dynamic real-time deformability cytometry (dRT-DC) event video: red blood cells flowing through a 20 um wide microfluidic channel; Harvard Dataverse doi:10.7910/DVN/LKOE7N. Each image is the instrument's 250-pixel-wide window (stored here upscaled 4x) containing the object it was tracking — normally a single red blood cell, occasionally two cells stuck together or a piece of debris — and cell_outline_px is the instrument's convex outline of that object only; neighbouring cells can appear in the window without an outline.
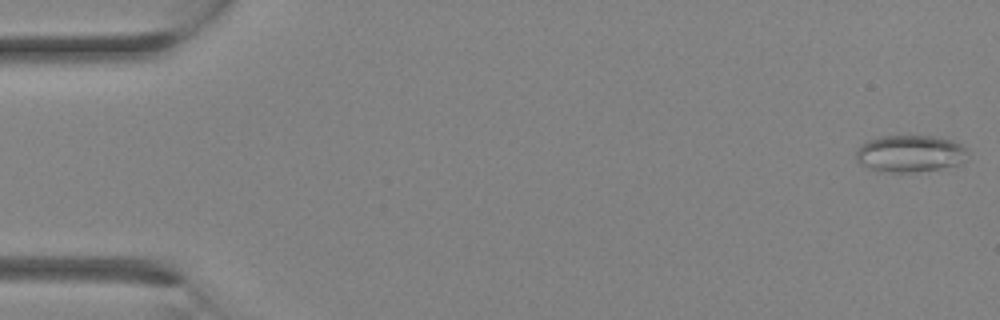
{"species": "Egyptian fruit bat (a non-hibernating species)", "species_latin": "Rousettus aegyptiacus", "temperature_condition": "room temperature", "stored_images_in_passage": 11, "camera_frame_rate_fps": 3000, "um_per_image_px": 0.085, "animal": {"sex": "female"}, "frame": {"image": 1, "passage_image": 1, "time_ms": 0.0, "image_size_px": [1000, 320], "cell_outline_px": [[968, 152], [964, 160], [960, 164], [916, 172], [876, 172], [860, 164], [856, 160], [856, 148], [868, 140], [880, 136], [932, 136], [952, 140], [968, 148]], "centroid_in_image_um": [77.32, 13.06], "position_along_channel_um": 7.7, "area_um2": 24.28}}
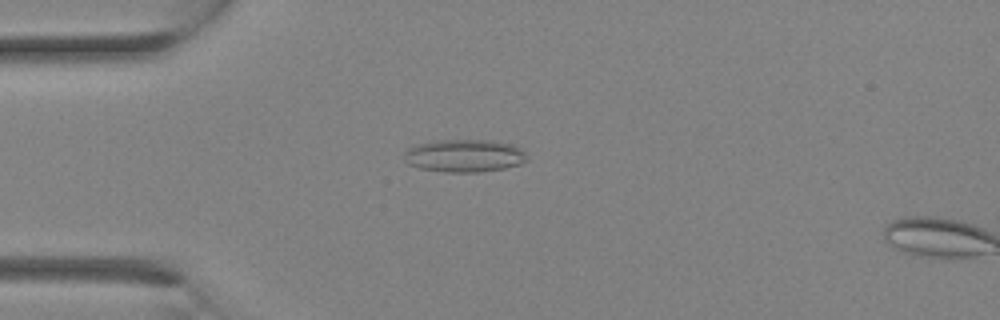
{"frame": {"image": 2, "passage_image": 8, "time_ms": 2.333, "image_size_px": [1000, 320], "cell_outline_px": [[528, 160], [520, 164], [504, 168], [480, 172], [444, 172], [420, 168], [408, 164], [404, 160], [404, 152], [408, 148], [416, 144], [440, 140], [488, 140], [512, 144], [520, 148], [528, 156]], "centroid_in_image_um": [39.47, 13.24], "position_along_channel_um": 45.5, "area_um2": 23.52}}